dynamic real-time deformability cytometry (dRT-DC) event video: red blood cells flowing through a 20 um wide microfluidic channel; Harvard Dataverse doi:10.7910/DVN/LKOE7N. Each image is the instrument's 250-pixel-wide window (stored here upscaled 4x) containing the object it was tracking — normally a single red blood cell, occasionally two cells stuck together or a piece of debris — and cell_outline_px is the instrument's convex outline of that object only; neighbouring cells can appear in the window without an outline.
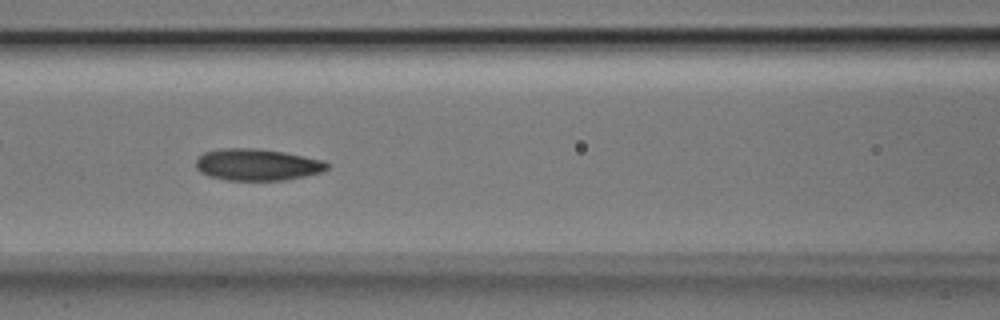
{"species": "Egyptian fruit bat (a non-hibernating species)", "species_latin": "Rousettus aegyptiacus", "temperature_condition": "room temperature", "stored_images_in_passage": 47, "camera_frame_rate_fps": 3000, "um_per_image_px": 0.085, "animal": {"sex": "male"}, "frame": {"image": 1, "passage_image": 17, "time_ms": 5.333, "image_size_px": [1000, 320], "cell_outline_px": [[328, 168], [320, 172], [304, 176], [284, 180], [228, 180], [208, 176], [200, 172], [196, 168], [196, 160], [204, 152], [220, 148], [256, 148], [284, 152], [324, 160], [328, 164]], "centroid_in_image_um": [21.84, 13.99], "position_along_channel_um": 144.8, "area_um2": 24.22}}
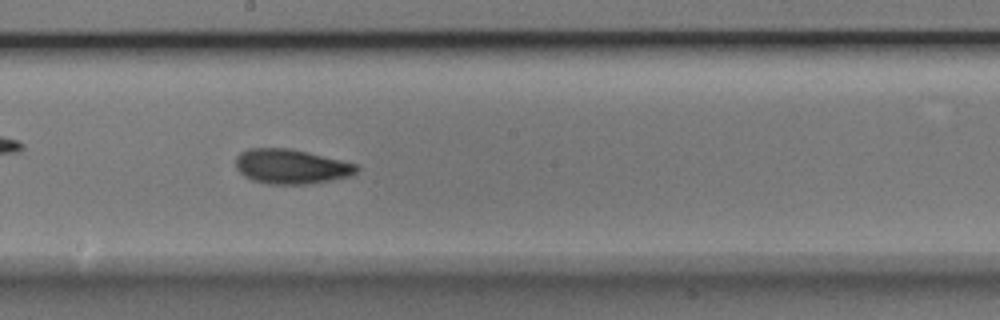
{"frame": {"image": 2, "passage_image": 23, "time_ms": 7.333, "image_size_px": [1000, 320], "cell_outline_px": [[360, 168], [352, 176], [308, 184], [268, 184], [252, 180], [244, 176], [236, 168], [236, 156], [240, 152], [248, 148], [292, 148], [356, 164]], "centroid_in_image_um": [24.73, 14.15], "position_along_channel_um": 223.5, "area_um2": 24.51}}
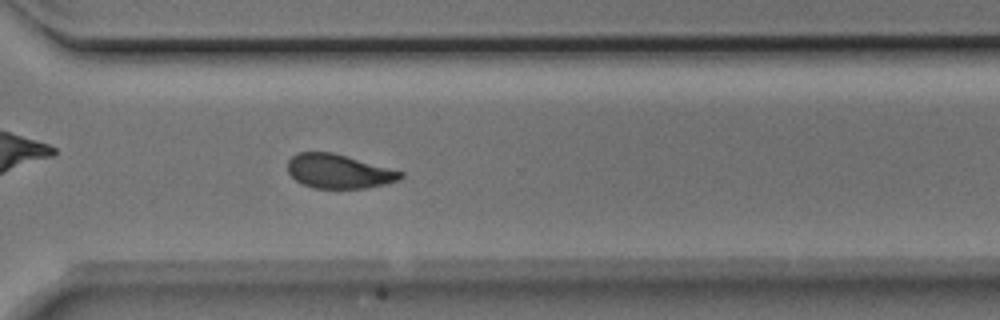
{"frame": {"image": 3, "passage_image": 32, "time_ms": 10.333, "image_size_px": [1000, 320], "cell_outline_px": [[404, 176], [400, 180], [384, 184], [364, 188], [312, 188], [296, 180], [288, 172], [288, 160], [296, 152], [332, 152], [404, 172]], "centroid_in_image_um": [28.79, 14.56], "position_along_channel_um": 341.8, "area_um2": 22.31}, "authors_computed_cell_mechanics": {"area_um2": 23.6402, "velocity_mm_per_s": 3.9458, "shape_relaxation_time_tau1_ms": 3.0418, "shape_relaxation_time_tau2_ms": 2.7268, "deformation_change_tau1": 0.1234, "deformation_change_tau2": 0.0786}}